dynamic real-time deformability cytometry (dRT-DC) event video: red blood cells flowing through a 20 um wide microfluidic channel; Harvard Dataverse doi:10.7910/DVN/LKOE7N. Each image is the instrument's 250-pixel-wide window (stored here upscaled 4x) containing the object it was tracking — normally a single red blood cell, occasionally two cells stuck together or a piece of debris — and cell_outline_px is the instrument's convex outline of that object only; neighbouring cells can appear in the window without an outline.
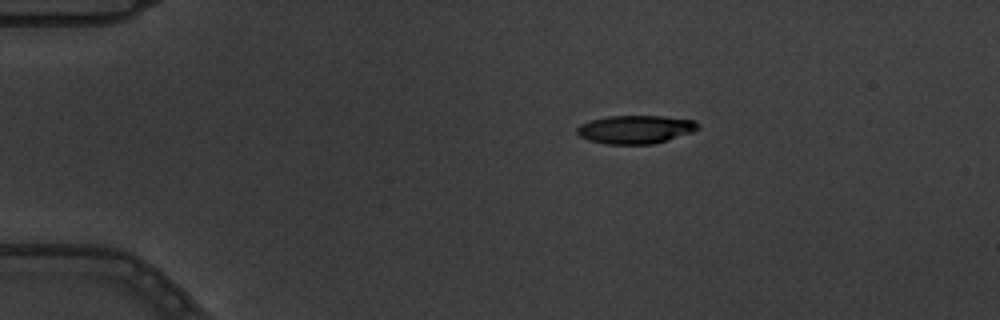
{"species": "common noctule bat (a hibernating species)", "species_latin": "Nyctalus noctula", "temperature_condition": "warm", "stored_images_in_passage": 2, "camera_frame_rate_fps": 3000, "um_per_image_px": 0.085, "animal": {"sex": "male", "body_mass_g": 19.5, "forearm_length_mm": 54.6}, "frame": {"image": 1, "passage_image": 1, "time_ms": 0.0, "image_size_px": [1000, 320], "cell_outline_px": [[700, 128], [692, 132], [652, 144], [608, 144], [588, 140], [580, 136], [576, 132], [576, 128], [580, 124], [592, 120], [608, 116], [664, 116], [696, 120], [700, 124]], "centroid_in_image_um": [54.03, 10.99], "position_along_channel_um": 31.0, "area_um2": 19.94}}